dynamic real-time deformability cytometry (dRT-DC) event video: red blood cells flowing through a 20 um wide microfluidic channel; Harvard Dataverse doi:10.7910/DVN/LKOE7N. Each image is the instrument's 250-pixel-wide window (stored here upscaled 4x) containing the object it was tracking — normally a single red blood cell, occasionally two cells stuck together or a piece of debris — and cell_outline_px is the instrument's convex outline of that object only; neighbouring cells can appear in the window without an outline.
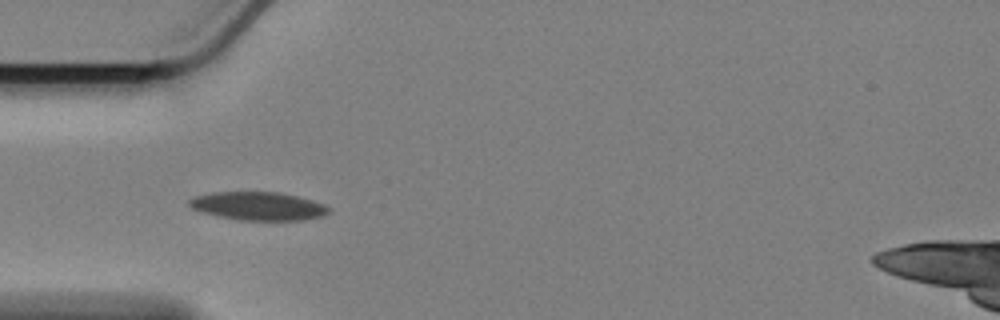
{"species": "Egyptian fruit bat (a non-hibernating species)", "species_latin": "Rousettus aegyptiacus", "temperature_condition": "cold", "stored_images_in_passage": 42, "camera_frame_rate_fps": 3000, "um_per_image_px": 0.085, "animal": {"sex": "female"}, "frame": {"image": 1, "passage_image": 1, "time_ms": 0.0, "image_size_px": [1000, 320], "cell_outline_px": [[332, 212], [324, 216], [300, 220], [236, 220], [200, 212], [192, 208], [188, 204], [188, 200], [192, 196], [212, 192], [276, 192], [296, 196], [312, 200], [324, 204], [332, 208]], "centroid_in_image_um": [21.94, 17.52], "position_along_channel_um": 63.1, "area_um2": 23.29}}
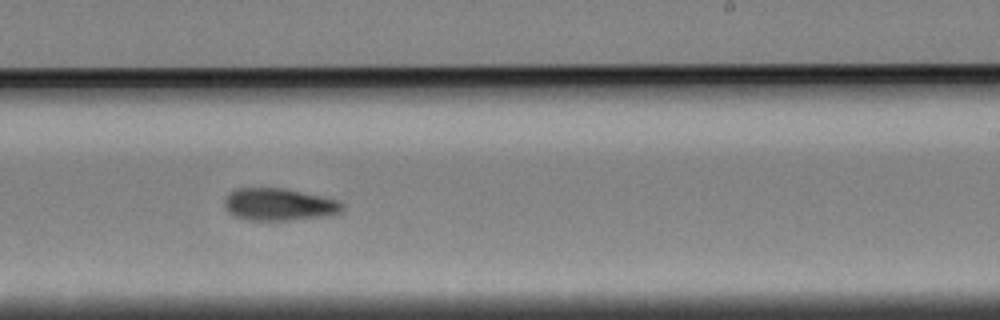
{"frame": {"image": 2, "passage_image": 19, "time_ms": 6.0, "image_size_px": [1000, 320], "cell_outline_px": [[344, 208], [340, 212], [332, 216], [288, 220], [248, 220], [236, 216], [228, 212], [224, 208], [224, 196], [228, 192], [236, 188], [284, 188], [324, 196], [340, 200], [344, 204]], "centroid_in_image_um": [23.74, 17.37], "position_along_channel_um": 265.3, "area_um2": 22.66}}
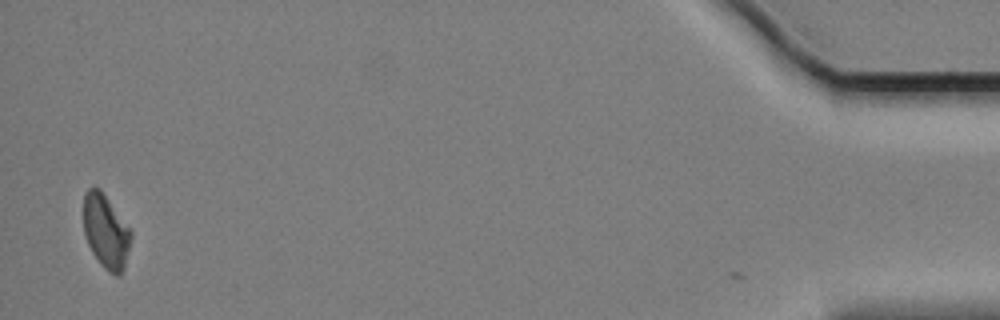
{"frame": {"image": 3, "passage_image": 41, "time_ms": 13.333, "image_size_px": [1000, 320], "cell_outline_px": [[132, 236], [124, 268], [120, 276], [116, 276], [108, 272], [100, 264], [92, 252], [88, 244], [84, 232], [84, 192], [88, 188], [100, 188], [132, 232]], "centroid_in_image_um": [9.0, 19.7], "position_along_channel_um": 426.2, "area_um2": 20.35}, "authors_computed_cell_mechanics": {"area_um2": 22.3397, "velocity_mm_per_s": 3.3743, "shape_relaxation_time_tau1_ms": 7.4003, "shape_relaxation_time_tau2_ms": null, "deformation_change_tau1": 0.1315, "deformation_change_tau2": null}}